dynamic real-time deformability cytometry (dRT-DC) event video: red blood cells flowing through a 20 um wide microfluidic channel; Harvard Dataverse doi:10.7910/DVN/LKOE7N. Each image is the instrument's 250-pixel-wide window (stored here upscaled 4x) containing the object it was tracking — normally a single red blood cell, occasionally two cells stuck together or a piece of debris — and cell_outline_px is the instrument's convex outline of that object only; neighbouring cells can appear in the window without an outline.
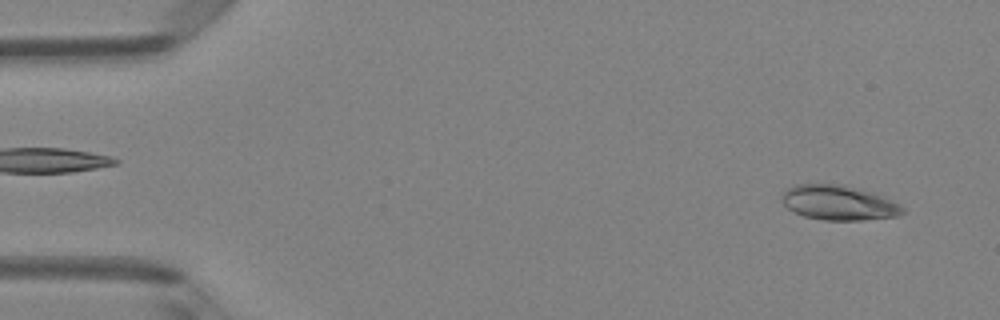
{"species": "Egyptian fruit bat (a non-hibernating species)", "species_latin": "Rousettus aegyptiacus", "temperature_condition": "room temperature", "stored_images_in_passage": 4, "camera_frame_rate_fps": 3000, "um_per_image_px": 0.085, "animal": {"sex": "female"}, "frame": {"image": 1, "passage_image": 1, "time_ms": 0.0, "image_size_px": [1000, 320], "cell_outline_px": [[904, 212], [900, 216], [860, 220], [824, 220], [804, 216], [788, 208], [780, 200], [780, 196], [784, 188], [796, 184], [844, 184], [876, 192], [900, 204], [904, 208]], "centroid_in_image_um": [71.29, 17.21], "position_along_channel_um": 13.7, "area_um2": 24.97}}
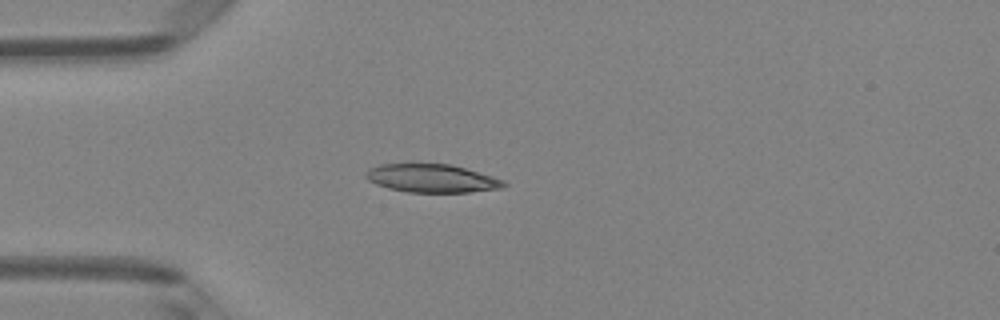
{"frame": {"image": 2, "passage_image": 3, "time_ms": 0.667, "image_size_px": [1000, 320], "cell_outline_px": [[508, 184], [504, 188], [468, 192], [408, 192], [388, 188], [376, 184], [368, 180], [364, 176], [368, 168], [380, 164], [452, 164], [492, 176], [504, 180]], "centroid_in_image_um": [36.71, 15.16], "position_along_channel_um": 48.3, "area_um2": 22.77}}